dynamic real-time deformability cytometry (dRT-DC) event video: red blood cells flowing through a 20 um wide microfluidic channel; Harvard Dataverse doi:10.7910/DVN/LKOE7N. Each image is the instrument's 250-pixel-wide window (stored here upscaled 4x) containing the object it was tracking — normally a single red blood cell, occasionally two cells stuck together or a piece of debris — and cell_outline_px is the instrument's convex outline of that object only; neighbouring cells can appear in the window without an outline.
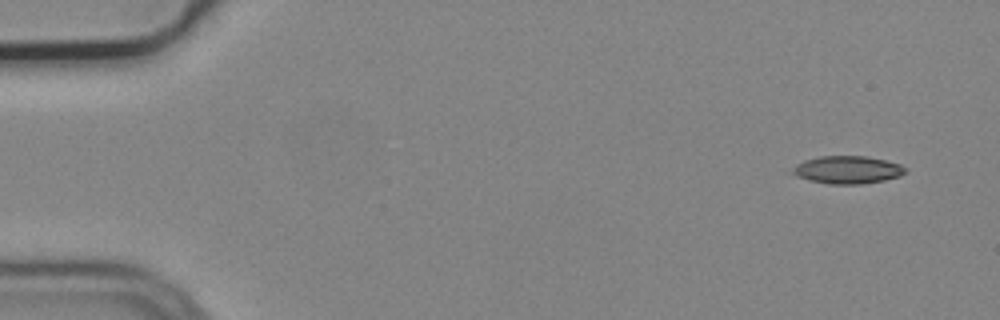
{"species": "common noctule bat (a hibernating species)", "species_latin": "Nyctalus noctula", "temperature_condition": "cold", "stored_images_in_passage": 7, "camera_frame_rate_fps": 3000, "um_per_image_px": 0.085, "animal": {"sex": "male", "body_mass_g": 19.2, "forearm_length_mm": 51.8}, "frame": {"image": 1, "passage_image": 1, "time_ms": 0.0, "image_size_px": [1000, 320], "cell_outline_px": [[908, 172], [900, 176], [884, 180], [860, 184], [828, 184], [808, 180], [784, 172], [796, 164], [804, 160], [820, 156], [864, 156], [884, 160], [900, 164], [908, 168]], "centroid_in_image_um": [71.97, 14.44], "position_along_channel_um": 13.0, "area_um2": 18.61}}
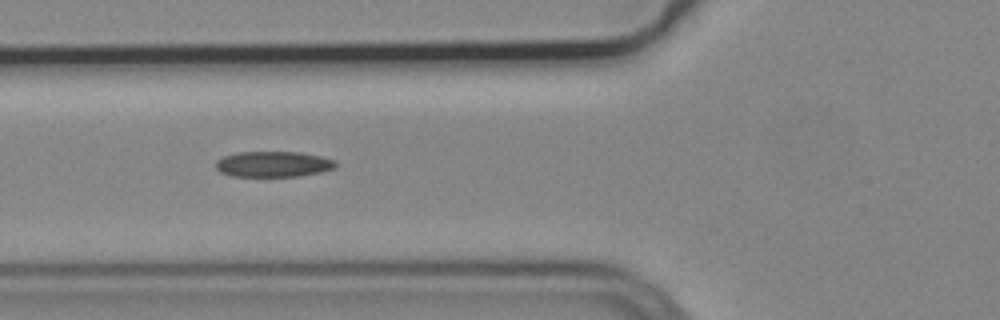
{"frame": {"image": 2, "passage_image": 6, "time_ms": 1.667, "image_size_px": [1000, 320], "cell_outline_px": [[336, 168], [320, 172], [300, 176], [232, 176], [220, 172], [216, 168], [216, 160], [224, 156], [236, 152], [300, 152], [320, 156], [336, 160]], "centroid_in_image_um": [23.23, 13.95], "position_along_channel_um": 102.6, "area_um2": 17.98}}
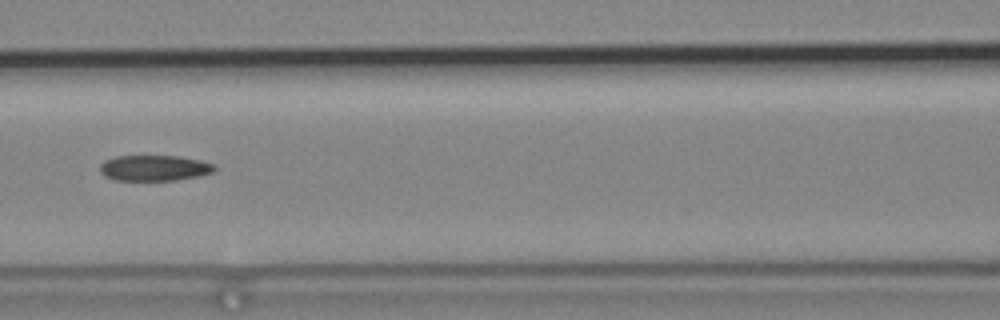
{"frame": {"image": 3, "passage_image": 7, "time_ms": 2.0, "image_size_px": [1000, 320], "cell_outline_px": [[216, 168], [212, 172], [200, 176], [176, 180], [116, 180], [104, 176], [100, 172], [100, 164], [104, 160], [116, 156], [176, 156], [200, 160], [216, 164]], "centroid_in_image_um": [13.12, 14.28], "position_along_channel_um": 153.5, "area_um2": 17.22}}